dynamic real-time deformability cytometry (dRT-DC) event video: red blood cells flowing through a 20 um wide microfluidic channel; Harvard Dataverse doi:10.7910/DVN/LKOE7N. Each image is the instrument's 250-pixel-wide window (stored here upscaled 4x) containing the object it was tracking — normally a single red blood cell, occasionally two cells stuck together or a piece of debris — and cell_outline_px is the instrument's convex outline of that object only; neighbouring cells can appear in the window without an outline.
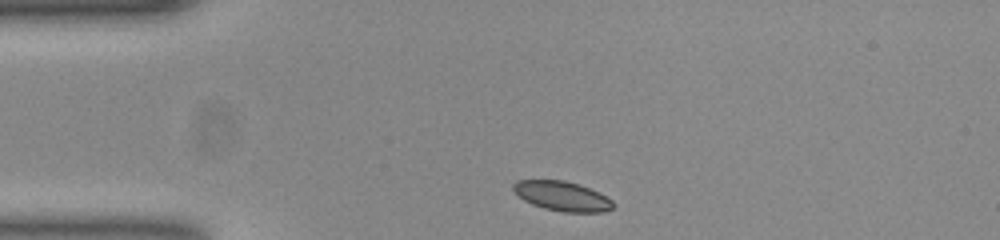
{"species": "common noctule bat (a hibernating species)", "species_latin": "Nyctalus noctula", "temperature_condition": "room temperature", "stored_images_in_passage": 19, "camera_frame_rate_fps": 3000, "um_per_image_px": 0.085, "animal": {"sex": "female", "body_mass_g": 23.0, "forearm_length_mm": 53.4}, "frame": {"image": 1, "passage_image": 1, "time_ms": 0.0, "image_size_px": [1000, 240], "cell_outline_px": [[616, 204], [612, 208], [604, 212], [564, 212], [544, 208], [532, 204], [524, 200], [512, 188], [512, 184], [516, 180], [564, 180], [580, 184], [612, 200]], "centroid_in_image_um": [47.78, 16.67], "position_along_channel_um": 37.2, "area_um2": 17.11}}
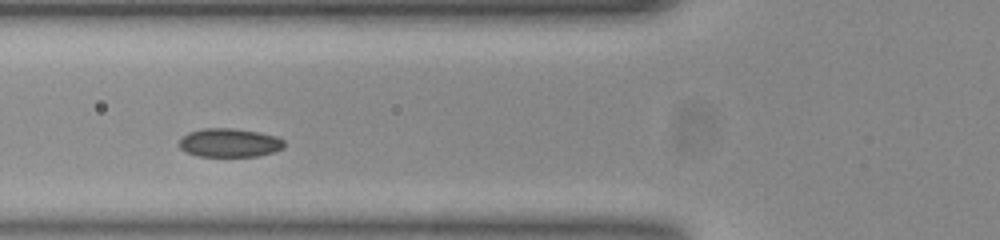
{"frame": {"image": 2, "passage_image": 9, "time_ms": 2.667, "image_size_px": [1000, 240], "cell_outline_px": [[284, 148], [272, 152], [256, 156], [196, 156], [184, 152], [180, 148], [180, 140], [188, 132], [204, 128], [228, 128], [260, 132], [276, 136], [284, 140]], "centroid_in_image_um": [19.5, 12.13], "position_along_channel_um": 106.3, "area_um2": 17.51}}
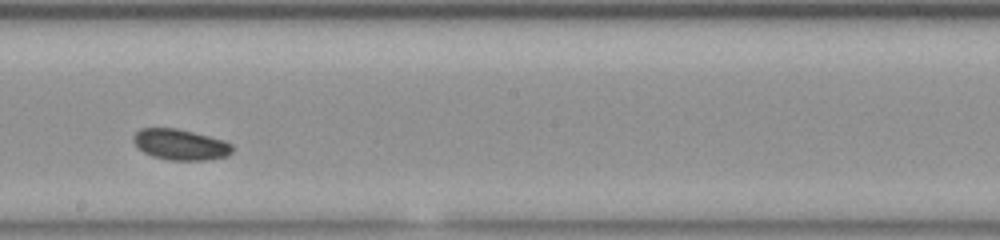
{"frame": {"image": 3, "passage_image": 19, "time_ms": 6.0, "image_size_px": [1000, 240], "cell_outline_px": [[232, 152], [228, 156], [204, 160], [168, 160], [152, 156], [144, 152], [132, 140], [132, 136], [140, 128], [176, 128], [224, 140], [232, 144]], "centroid_in_image_um": [15.33, 12.29], "position_along_channel_um": 232.9, "area_um2": 17.69}}